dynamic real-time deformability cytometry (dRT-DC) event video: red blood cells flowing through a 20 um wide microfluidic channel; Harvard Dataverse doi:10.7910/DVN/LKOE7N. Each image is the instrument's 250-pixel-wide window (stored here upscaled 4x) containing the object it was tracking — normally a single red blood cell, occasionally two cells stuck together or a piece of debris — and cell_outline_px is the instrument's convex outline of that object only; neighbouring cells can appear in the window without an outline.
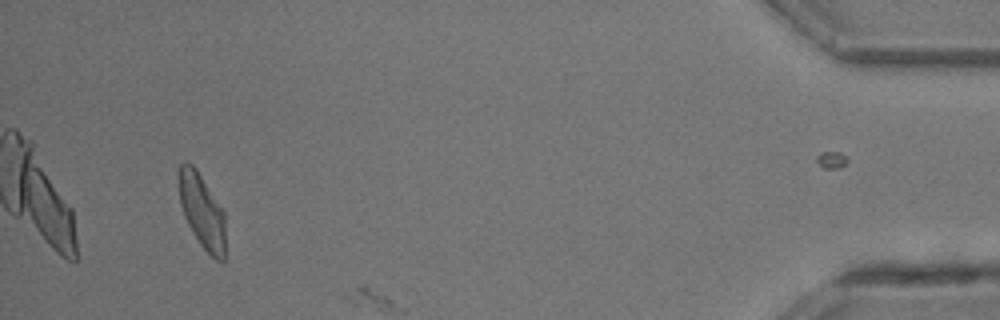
{"species": "common noctule bat (a hibernating species)", "species_latin": "Nyctalus noctula", "temperature_condition": "room temperature", "stored_images_in_passage": 28, "camera_frame_rate_fps": 3000, "um_per_image_px": 0.085, "animal": {"sex": "male", "body_mass_g": 13.3}, "frame": {"image": 1, "passage_image": 25, "time_ms": 8.0, "image_size_px": [1000, 320], "cell_outline_px": [[224, 260], [216, 260], [200, 244], [192, 232], [184, 216], [180, 204], [180, 164], [184, 160], [188, 160], [196, 168], [224, 212]], "centroid_in_image_um": [17.16, 17.92], "position_along_channel_um": 418.0, "area_um2": 19.71}}